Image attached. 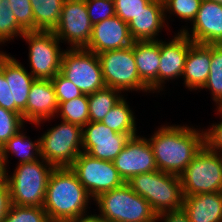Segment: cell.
<instances>
[{"mask_svg": "<svg viewBox=\"0 0 222 222\" xmlns=\"http://www.w3.org/2000/svg\"><path fill=\"white\" fill-rule=\"evenodd\" d=\"M217 112L221 115L222 119V111L217 108ZM205 145L214 152H219L222 154V121L219 123L212 124L210 129L205 131ZM219 150V151H218Z\"/></svg>", "mask_w": 222, "mask_h": 222, "instance_id": "38", "label": "cell"}, {"mask_svg": "<svg viewBox=\"0 0 222 222\" xmlns=\"http://www.w3.org/2000/svg\"><path fill=\"white\" fill-rule=\"evenodd\" d=\"M12 206L10 190L6 179L0 182V222L8 213Z\"/></svg>", "mask_w": 222, "mask_h": 222, "instance_id": "40", "label": "cell"}, {"mask_svg": "<svg viewBox=\"0 0 222 222\" xmlns=\"http://www.w3.org/2000/svg\"><path fill=\"white\" fill-rule=\"evenodd\" d=\"M152 0H114L115 13L124 22L129 23Z\"/></svg>", "mask_w": 222, "mask_h": 222, "instance_id": "36", "label": "cell"}, {"mask_svg": "<svg viewBox=\"0 0 222 222\" xmlns=\"http://www.w3.org/2000/svg\"><path fill=\"white\" fill-rule=\"evenodd\" d=\"M91 199L70 167L54 168L42 207L50 222H68L89 216L86 209Z\"/></svg>", "mask_w": 222, "mask_h": 222, "instance_id": "2", "label": "cell"}, {"mask_svg": "<svg viewBox=\"0 0 222 222\" xmlns=\"http://www.w3.org/2000/svg\"><path fill=\"white\" fill-rule=\"evenodd\" d=\"M202 0H163L164 12L176 14L180 19L194 21Z\"/></svg>", "mask_w": 222, "mask_h": 222, "instance_id": "33", "label": "cell"}, {"mask_svg": "<svg viewBox=\"0 0 222 222\" xmlns=\"http://www.w3.org/2000/svg\"><path fill=\"white\" fill-rule=\"evenodd\" d=\"M133 52L141 81L153 93L158 92V69L160 64V40L134 41Z\"/></svg>", "mask_w": 222, "mask_h": 222, "instance_id": "22", "label": "cell"}, {"mask_svg": "<svg viewBox=\"0 0 222 222\" xmlns=\"http://www.w3.org/2000/svg\"><path fill=\"white\" fill-rule=\"evenodd\" d=\"M112 162L125 183L138 174L158 170L150 142L139 135L130 137L124 149Z\"/></svg>", "mask_w": 222, "mask_h": 222, "instance_id": "14", "label": "cell"}, {"mask_svg": "<svg viewBox=\"0 0 222 222\" xmlns=\"http://www.w3.org/2000/svg\"><path fill=\"white\" fill-rule=\"evenodd\" d=\"M51 81L55 88L57 102H66L82 95L79 88L60 72Z\"/></svg>", "mask_w": 222, "mask_h": 222, "instance_id": "37", "label": "cell"}, {"mask_svg": "<svg viewBox=\"0 0 222 222\" xmlns=\"http://www.w3.org/2000/svg\"><path fill=\"white\" fill-rule=\"evenodd\" d=\"M56 113L58 102L52 81L35 79L30 87L26 108L22 112L23 119L40 125L45 120L54 118Z\"/></svg>", "mask_w": 222, "mask_h": 222, "instance_id": "18", "label": "cell"}, {"mask_svg": "<svg viewBox=\"0 0 222 222\" xmlns=\"http://www.w3.org/2000/svg\"><path fill=\"white\" fill-rule=\"evenodd\" d=\"M126 184L143 197L157 215L183 208L184 195L178 175L157 170L131 177Z\"/></svg>", "mask_w": 222, "mask_h": 222, "instance_id": "3", "label": "cell"}, {"mask_svg": "<svg viewBox=\"0 0 222 222\" xmlns=\"http://www.w3.org/2000/svg\"><path fill=\"white\" fill-rule=\"evenodd\" d=\"M70 169L93 199L125 183L112 161L96 159L84 152L75 159Z\"/></svg>", "mask_w": 222, "mask_h": 222, "instance_id": "11", "label": "cell"}, {"mask_svg": "<svg viewBox=\"0 0 222 222\" xmlns=\"http://www.w3.org/2000/svg\"><path fill=\"white\" fill-rule=\"evenodd\" d=\"M2 222H50L43 207L12 204Z\"/></svg>", "mask_w": 222, "mask_h": 222, "instance_id": "31", "label": "cell"}, {"mask_svg": "<svg viewBox=\"0 0 222 222\" xmlns=\"http://www.w3.org/2000/svg\"><path fill=\"white\" fill-rule=\"evenodd\" d=\"M0 106L4 109L16 112L22 115V112L16 107L15 102H12V92L9 84L0 70Z\"/></svg>", "mask_w": 222, "mask_h": 222, "instance_id": "39", "label": "cell"}, {"mask_svg": "<svg viewBox=\"0 0 222 222\" xmlns=\"http://www.w3.org/2000/svg\"><path fill=\"white\" fill-rule=\"evenodd\" d=\"M60 73L82 94H92L106 87L98 55L85 48L64 49Z\"/></svg>", "mask_w": 222, "mask_h": 222, "instance_id": "9", "label": "cell"}, {"mask_svg": "<svg viewBox=\"0 0 222 222\" xmlns=\"http://www.w3.org/2000/svg\"><path fill=\"white\" fill-rule=\"evenodd\" d=\"M100 214H94L105 222H157V214L151 205L135 193L126 183L103 192L95 199Z\"/></svg>", "mask_w": 222, "mask_h": 222, "instance_id": "4", "label": "cell"}, {"mask_svg": "<svg viewBox=\"0 0 222 222\" xmlns=\"http://www.w3.org/2000/svg\"><path fill=\"white\" fill-rule=\"evenodd\" d=\"M148 141L157 169L180 176L205 145V130L198 131L186 125H163Z\"/></svg>", "mask_w": 222, "mask_h": 222, "instance_id": "1", "label": "cell"}, {"mask_svg": "<svg viewBox=\"0 0 222 222\" xmlns=\"http://www.w3.org/2000/svg\"><path fill=\"white\" fill-rule=\"evenodd\" d=\"M182 210L190 222H222V192L184 196Z\"/></svg>", "mask_w": 222, "mask_h": 222, "instance_id": "23", "label": "cell"}, {"mask_svg": "<svg viewBox=\"0 0 222 222\" xmlns=\"http://www.w3.org/2000/svg\"><path fill=\"white\" fill-rule=\"evenodd\" d=\"M1 155L4 162V168L5 171L7 170V162H8V156L11 152L12 154H15V156H19L20 160L18 161L20 163H26V162H33L37 160L38 158H41L40 153V138L33 141L30 140L24 134L23 131H19L15 135H13L1 148Z\"/></svg>", "mask_w": 222, "mask_h": 222, "instance_id": "24", "label": "cell"}, {"mask_svg": "<svg viewBox=\"0 0 222 222\" xmlns=\"http://www.w3.org/2000/svg\"><path fill=\"white\" fill-rule=\"evenodd\" d=\"M0 51V70L9 84L12 92V102L23 112L26 108L30 87L35 78L14 57Z\"/></svg>", "mask_w": 222, "mask_h": 222, "instance_id": "20", "label": "cell"}, {"mask_svg": "<svg viewBox=\"0 0 222 222\" xmlns=\"http://www.w3.org/2000/svg\"><path fill=\"white\" fill-rule=\"evenodd\" d=\"M211 90L217 108L222 105V45L211 44V66L207 81L201 89Z\"/></svg>", "mask_w": 222, "mask_h": 222, "instance_id": "29", "label": "cell"}, {"mask_svg": "<svg viewBox=\"0 0 222 222\" xmlns=\"http://www.w3.org/2000/svg\"><path fill=\"white\" fill-rule=\"evenodd\" d=\"M85 4L92 25L116 15L114 0H85Z\"/></svg>", "mask_w": 222, "mask_h": 222, "instance_id": "34", "label": "cell"}, {"mask_svg": "<svg viewBox=\"0 0 222 222\" xmlns=\"http://www.w3.org/2000/svg\"><path fill=\"white\" fill-rule=\"evenodd\" d=\"M209 1H212V2H215L217 4H221L222 5V0H209Z\"/></svg>", "mask_w": 222, "mask_h": 222, "instance_id": "44", "label": "cell"}, {"mask_svg": "<svg viewBox=\"0 0 222 222\" xmlns=\"http://www.w3.org/2000/svg\"><path fill=\"white\" fill-rule=\"evenodd\" d=\"M211 66V44L193 43L186 57L183 78L189 90L201 89L207 81Z\"/></svg>", "mask_w": 222, "mask_h": 222, "instance_id": "21", "label": "cell"}, {"mask_svg": "<svg viewBox=\"0 0 222 222\" xmlns=\"http://www.w3.org/2000/svg\"><path fill=\"white\" fill-rule=\"evenodd\" d=\"M57 115L63 121L81 126L82 128L89 122L88 95L82 94L79 97L66 102H58Z\"/></svg>", "mask_w": 222, "mask_h": 222, "instance_id": "28", "label": "cell"}, {"mask_svg": "<svg viewBox=\"0 0 222 222\" xmlns=\"http://www.w3.org/2000/svg\"><path fill=\"white\" fill-rule=\"evenodd\" d=\"M6 172L7 171H5L4 162H3L1 150H0V182L5 179Z\"/></svg>", "mask_w": 222, "mask_h": 222, "instance_id": "43", "label": "cell"}, {"mask_svg": "<svg viewBox=\"0 0 222 222\" xmlns=\"http://www.w3.org/2000/svg\"><path fill=\"white\" fill-rule=\"evenodd\" d=\"M106 87L119 91L149 92V88L141 81L137 71L133 45L118 50H109L97 54Z\"/></svg>", "mask_w": 222, "mask_h": 222, "instance_id": "8", "label": "cell"}, {"mask_svg": "<svg viewBox=\"0 0 222 222\" xmlns=\"http://www.w3.org/2000/svg\"><path fill=\"white\" fill-rule=\"evenodd\" d=\"M82 131V151L100 160L113 161L130 139L128 134L117 133L102 122L89 121Z\"/></svg>", "mask_w": 222, "mask_h": 222, "instance_id": "13", "label": "cell"}, {"mask_svg": "<svg viewBox=\"0 0 222 222\" xmlns=\"http://www.w3.org/2000/svg\"><path fill=\"white\" fill-rule=\"evenodd\" d=\"M18 24L25 31H34V16L30 0H9Z\"/></svg>", "mask_w": 222, "mask_h": 222, "instance_id": "35", "label": "cell"}, {"mask_svg": "<svg viewBox=\"0 0 222 222\" xmlns=\"http://www.w3.org/2000/svg\"><path fill=\"white\" fill-rule=\"evenodd\" d=\"M82 140V127L62 120L41 135V158L55 168L70 167L83 152Z\"/></svg>", "mask_w": 222, "mask_h": 222, "instance_id": "7", "label": "cell"}, {"mask_svg": "<svg viewBox=\"0 0 222 222\" xmlns=\"http://www.w3.org/2000/svg\"><path fill=\"white\" fill-rule=\"evenodd\" d=\"M92 28L85 0H65L60 21L53 32L61 42H67L69 48L79 49L87 47Z\"/></svg>", "mask_w": 222, "mask_h": 222, "instance_id": "12", "label": "cell"}, {"mask_svg": "<svg viewBox=\"0 0 222 222\" xmlns=\"http://www.w3.org/2000/svg\"><path fill=\"white\" fill-rule=\"evenodd\" d=\"M121 91L104 87L88 95L89 103V121L101 122L106 114L118 103L122 98Z\"/></svg>", "mask_w": 222, "mask_h": 222, "instance_id": "27", "label": "cell"}, {"mask_svg": "<svg viewBox=\"0 0 222 222\" xmlns=\"http://www.w3.org/2000/svg\"><path fill=\"white\" fill-rule=\"evenodd\" d=\"M65 0H30L34 16V31H53L60 21Z\"/></svg>", "mask_w": 222, "mask_h": 222, "instance_id": "25", "label": "cell"}, {"mask_svg": "<svg viewBox=\"0 0 222 222\" xmlns=\"http://www.w3.org/2000/svg\"><path fill=\"white\" fill-rule=\"evenodd\" d=\"M29 44V63L35 79L51 80L61 70L64 51L53 31H26L23 36Z\"/></svg>", "mask_w": 222, "mask_h": 222, "instance_id": "10", "label": "cell"}, {"mask_svg": "<svg viewBox=\"0 0 222 222\" xmlns=\"http://www.w3.org/2000/svg\"><path fill=\"white\" fill-rule=\"evenodd\" d=\"M133 43L128 23L115 15L93 25L91 38L85 49L99 54L109 50L124 49Z\"/></svg>", "mask_w": 222, "mask_h": 222, "instance_id": "15", "label": "cell"}, {"mask_svg": "<svg viewBox=\"0 0 222 222\" xmlns=\"http://www.w3.org/2000/svg\"><path fill=\"white\" fill-rule=\"evenodd\" d=\"M193 43L183 32L176 33L169 42L160 40L158 92L163 90L166 80L182 76L188 50Z\"/></svg>", "mask_w": 222, "mask_h": 222, "instance_id": "16", "label": "cell"}, {"mask_svg": "<svg viewBox=\"0 0 222 222\" xmlns=\"http://www.w3.org/2000/svg\"><path fill=\"white\" fill-rule=\"evenodd\" d=\"M192 30L183 32L192 42L200 44L222 43V5L209 0H202Z\"/></svg>", "mask_w": 222, "mask_h": 222, "instance_id": "17", "label": "cell"}, {"mask_svg": "<svg viewBox=\"0 0 222 222\" xmlns=\"http://www.w3.org/2000/svg\"><path fill=\"white\" fill-rule=\"evenodd\" d=\"M22 115L0 106V148L16 133L24 129Z\"/></svg>", "mask_w": 222, "mask_h": 222, "instance_id": "32", "label": "cell"}, {"mask_svg": "<svg viewBox=\"0 0 222 222\" xmlns=\"http://www.w3.org/2000/svg\"><path fill=\"white\" fill-rule=\"evenodd\" d=\"M41 160V161H40ZM54 166L39 158L33 162L17 164L12 176L6 173L11 202L15 205L42 207L47 183Z\"/></svg>", "mask_w": 222, "mask_h": 222, "instance_id": "5", "label": "cell"}, {"mask_svg": "<svg viewBox=\"0 0 222 222\" xmlns=\"http://www.w3.org/2000/svg\"><path fill=\"white\" fill-rule=\"evenodd\" d=\"M9 0H0V44L22 37L26 32L17 22L14 13L11 11Z\"/></svg>", "mask_w": 222, "mask_h": 222, "instance_id": "30", "label": "cell"}, {"mask_svg": "<svg viewBox=\"0 0 222 222\" xmlns=\"http://www.w3.org/2000/svg\"><path fill=\"white\" fill-rule=\"evenodd\" d=\"M184 196L222 192V154L206 145L180 175Z\"/></svg>", "mask_w": 222, "mask_h": 222, "instance_id": "6", "label": "cell"}, {"mask_svg": "<svg viewBox=\"0 0 222 222\" xmlns=\"http://www.w3.org/2000/svg\"><path fill=\"white\" fill-rule=\"evenodd\" d=\"M68 222H105L102 221L101 219H99L97 216H95L94 214L89 215L85 218H79V219H75V220H71Z\"/></svg>", "mask_w": 222, "mask_h": 222, "instance_id": "42", "label": "cell"}, {"mask_svg": "<svg viewBox=\"0 0 222 222\" xmlns=\"http://www.w3.org/2000/svg\"><path fill=\"white\" fill-rule=\"evenodd\" d=\"M127 103L123 96L101 122L117 133L133 137L137 135L136 118Z\"/></svg>", "mask_w": 222, "mask_h": 222, "instance_id": "26", "label": "cell"}, {"mask_svg": "<svg viewBox=\"0 0 222 222\" xmlns=\"http://www.w3.org/2000/svg\"><path fill=\"white\" fill-rule=\"evenodd\" d=\"M163 222H190L187 214L183 211L165 212L157 215V222L159 220Z\"/></svg>", "mask_w": 222, "mask_h": 222, "instance_id": "41", "label": "cell"}, {"mask_svg": "<svg viewBox=\"0 0 222 222\" xmlns=\"http://www.w3.org/2000/svg\"><path fill=\"white\" fill-rule=\"evenodd\" d=\"M164 12L163 0H152L146 7L128 23L131 37L134 41H158L160 30L168 26V18ZM166 20V21H165Z\"/></svg>", "mask_w": 222, "mask_h": 222, "instance_id": "19", "label": "cell"}]
</instances>
